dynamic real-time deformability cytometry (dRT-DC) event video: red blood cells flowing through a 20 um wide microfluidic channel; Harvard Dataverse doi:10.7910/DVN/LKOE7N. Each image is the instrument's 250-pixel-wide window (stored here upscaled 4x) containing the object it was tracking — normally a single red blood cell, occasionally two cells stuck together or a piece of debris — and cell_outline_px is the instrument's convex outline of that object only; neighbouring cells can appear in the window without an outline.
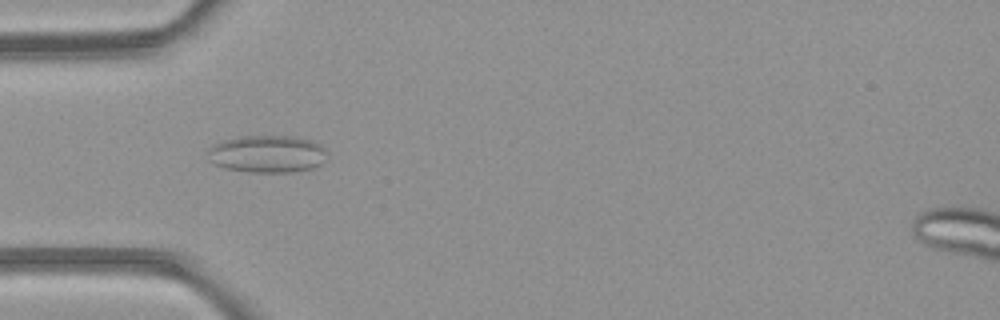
{"species": "common noctule bat (a hibernating species)", "species_latin": "Nyctalus noctula", "temperature_condition": "room temperature", "stored_images_in_passage": 5, "camera_frame_rate_fps": 3000, "um_per_image_px": 0.085, "animal": {"sex": "female", "body_mass_g": 21.9}, "frame": {"image": 1, "passage_image": 4, "time_ms": 4.0, "image_size_px": [1000, 320], "cell_outline_px": [[324, 152], [320, 164], [312, 168], [292, 172], [252, 172], [224, 168], [208, 160], [208, 148], [212, 144], [224, 140], [240, 136], [292, 136], [312, 140], [320, 144], [324, 148]], "centroid_in_image_um": [22.66, 13.07], "position_along_channel_um": 62.3, "area_um2": 25.84}}